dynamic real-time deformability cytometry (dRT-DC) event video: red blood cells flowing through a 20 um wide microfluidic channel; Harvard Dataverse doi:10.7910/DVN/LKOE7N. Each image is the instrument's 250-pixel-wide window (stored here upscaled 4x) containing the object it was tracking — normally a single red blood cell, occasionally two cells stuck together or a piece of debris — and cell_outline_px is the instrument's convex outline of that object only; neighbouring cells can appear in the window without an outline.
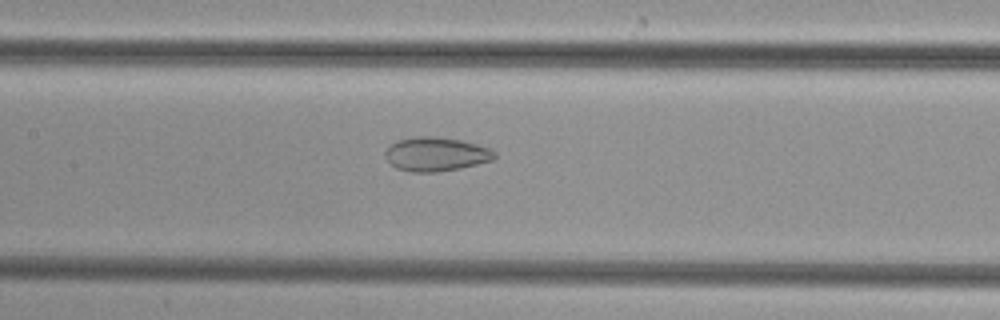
{"species": "common noctule bat (a hibernating species)", "species_latin": "Nyctalus noctula", "temperature_condition": "cold", "stored_images_in_passage": 41, "camera_frame_rate_fps": 3000, "um_per_image_px": 0.085, "animal": {"sex": "female", "body_mass_g": 29.2, "forearm_length_mm": 56.3}, "frame": {"image": 1, "passage_image": 15, "time_ms": 4.667, "image_size_px": [1000, 320], "cell_outline_px": [[496, 156], [492, 160], [460, 168], [436, 172], [412, 172], [396, 168], [384, 156], [384, 152], [396, 140], [416, 136], [436, 136], [460, 140], [476, 144], [488, 148], [496, 152]], "centroid_in_image_um": [37.04, 13.1], "position_along_channel_um": 170.4, "area_um2": 21.56}}
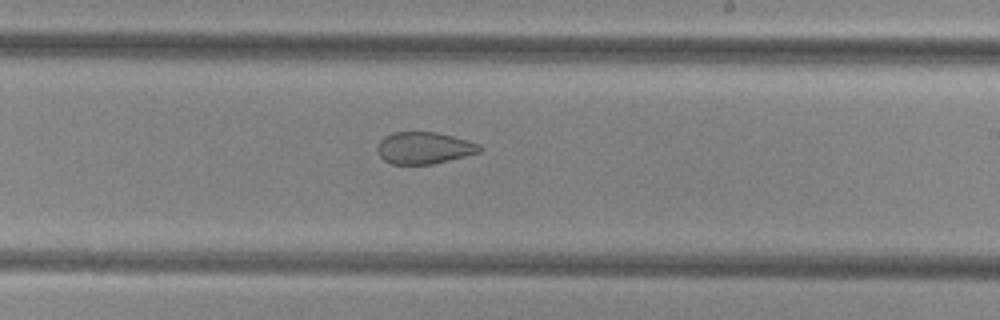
{"frame": {"image": 2, "passage_image": 21, "time_ms": 6.667, "image_size_px": [1000, 320], "cell_outline_px": [[484, 148], [480, 152], [432, 164], [392, 164], [384, 160], [380, 156], [376, 148], [380, 140], [384, 136], [392, 132], [436, 132], [452, 136], [480, 144]], "centroid_in_image_um": [36.03, 12.57], "position_along_channel_um": 253.0, "area_um2": 18.96}}
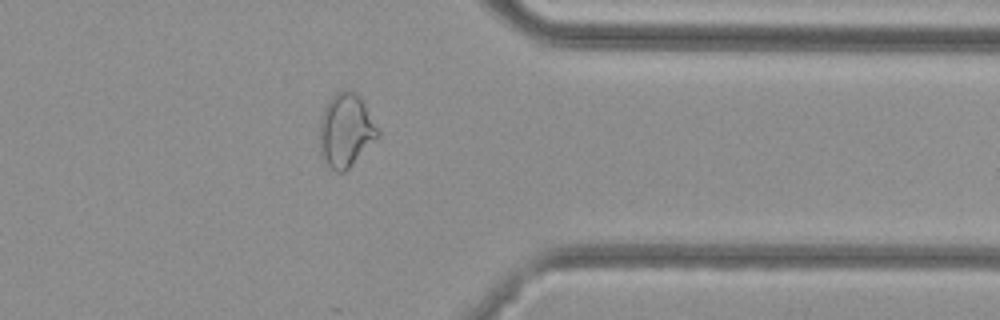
{"frame": {"image": 3, "passage_image": 31, "time_ms": 10.0, "image_size_px": [1000, 320], "cell_outline_px": [[380, 136], [344, 172], [336, 172], [324, 164], [320, 156], [320, 116], [328, 100], [336, 92], [348, 88], [352, 88], [360, 96], [380, 132]], "centroid_in_image_um": [29.38, 11.07], "position_along_channel_um": 382.0, "area_um2": 25.26}}